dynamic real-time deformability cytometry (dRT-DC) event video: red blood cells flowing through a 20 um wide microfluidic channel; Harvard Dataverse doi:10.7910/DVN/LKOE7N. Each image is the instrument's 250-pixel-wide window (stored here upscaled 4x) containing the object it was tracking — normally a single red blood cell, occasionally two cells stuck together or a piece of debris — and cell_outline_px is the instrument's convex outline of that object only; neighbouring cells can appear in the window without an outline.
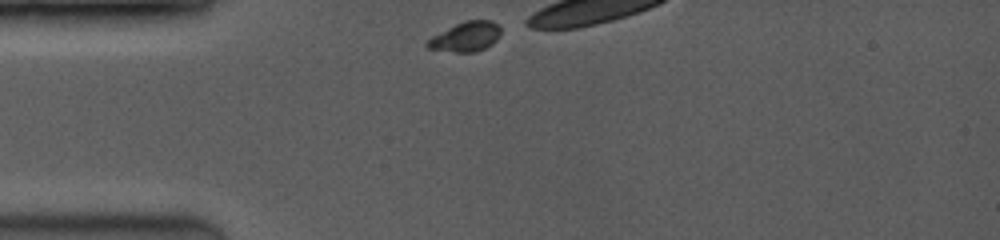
{"species": "common noctule bat (a hibernating species)", "species_latin": "Nyctalus noctula", "temperature_condition": "room temperature", "stored_images_in_passage": 8, "camera_frame_rate_fps": 3500, "um_per_image_px": 0.085, "animal": {"sex": "female", "body_mass_g": 19.0, "forearm_length_mm": 53.3}, "frame": {"image": 1, "passage_image": 1, "time_ms": 0.0, "image_size_px": [1000, 240], "cell_outline_px": [[500, 36], [492, 44], [484, 48], [472, 52], [456, 52], [428, 48], [424, 44], [432, 36], [464, 20], [492, 20], [500, 24]], "centroid_in_image_um": [39.61, 3.1], "position_along_channel_um": 45.4, "area_um2": 12.66}}